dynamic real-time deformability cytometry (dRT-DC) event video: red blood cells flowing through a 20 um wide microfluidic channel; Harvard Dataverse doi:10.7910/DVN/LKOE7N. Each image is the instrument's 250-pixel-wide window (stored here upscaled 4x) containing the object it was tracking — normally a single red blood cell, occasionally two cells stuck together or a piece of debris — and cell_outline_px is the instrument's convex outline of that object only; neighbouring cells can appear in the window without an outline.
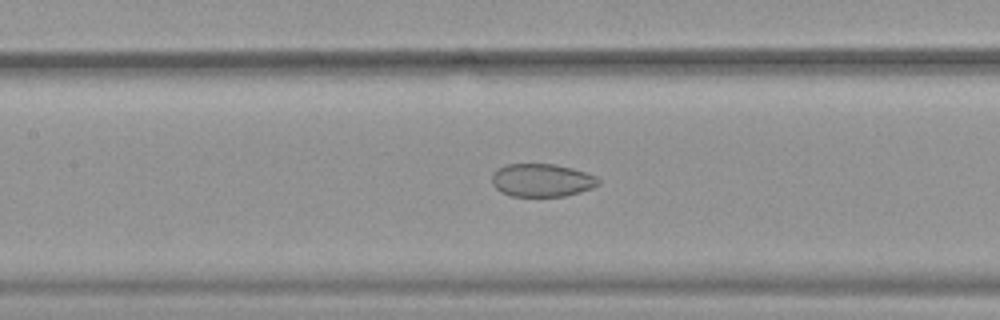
{"species": "common noctule bat (a hibernating species)", "species_latin": "Nyctalus noctula", "temperature_condition": "warm", "stored_images_in_passage": 52, "camera_frame_rate_fps": 3000, "um_per_image_px": 0.085, "animal": {"sex": "female", "body_mass_g": 19.9}, "frame": {"image": 1, "passage_image": 24, "time_ms": 7.667, "image_size_px": [1000, 320], "cell_outline_px": [[600, 184], [592, 188], [580, 192], [564, 196], [512, 196], [500, 192], [492, 184], [492, 176], [500, 168], [508, 164], [552, 164], [572, 168], [596, 176], [600, 180]], "centroid_in_image_um": [46.08, 15.33], "position_along_channel_um": 161.3, "area_um2": 20.35}}
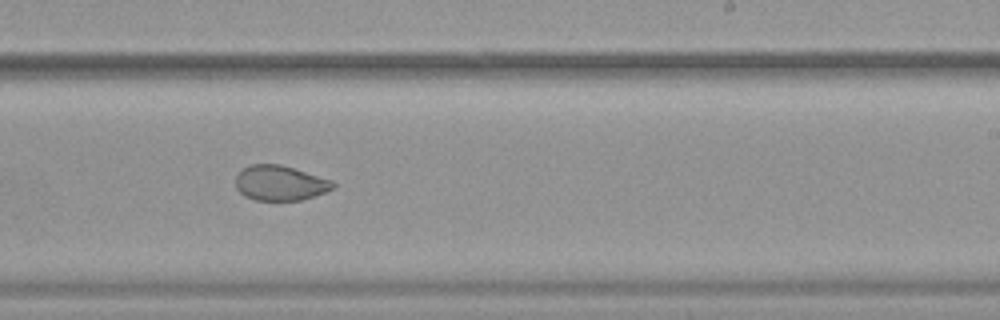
{"frame": {"image": 2, "passage_image": 32, "time_ms": 10.333, "image_size_px": [1000, 320], "cell_outline_px": [[336, 188], [300, 200], [256, 200], [244, 196], [236, 188], [236, 176], [244, 168], [252, 164], [280, 164], [332, 180], [336, 184]], "centroid_in_image_um": [23.81, 15.56], "position_along_channel_um": 265.2, "area_um2": 19.71}}
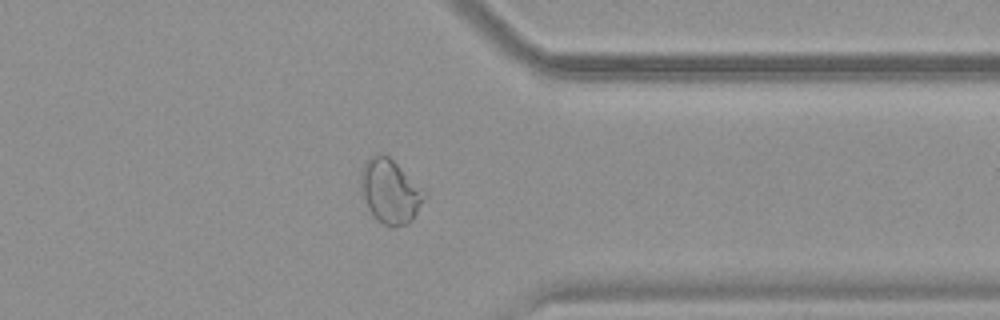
{"frame": {"image": 3, "passage_image": 41, "time_ms": 13.333, "image_size_px": [1000, 320], "cell_outline_px": [[428, 192], [412, 220], [408, 224], [392, 228], [388, 228], [376, 220], [368, 208], [364, 196], [360, 180], [360, 172], [364, 164], [376, 152], [380, 152], [388, 156], [424, 188]], "centroid_in_image_um": [33.18, 16.28], "position_along_channel_um": 378.2, "area_um2": 23.93}, "authors_computed_cell_mechanics": {"area_um2": 25.6054, "velocity_mm_per_s": 3.9163, "shape_relaxation_time_tau1_ms": null, "shape_relaxation_time_tau2_ms": 1.4254, "deformation_change_tau1": null, "deformation_change_tau2": 0.0443}}